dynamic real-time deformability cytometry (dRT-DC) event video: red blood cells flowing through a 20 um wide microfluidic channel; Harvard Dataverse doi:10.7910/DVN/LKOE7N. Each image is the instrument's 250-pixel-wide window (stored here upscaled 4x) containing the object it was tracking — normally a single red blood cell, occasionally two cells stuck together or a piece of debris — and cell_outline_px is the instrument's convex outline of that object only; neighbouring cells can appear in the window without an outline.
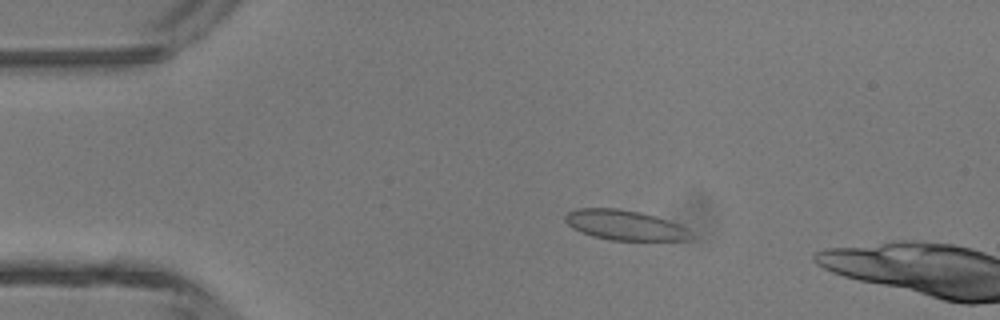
{"species": "common noctule bat (a hibernating species)", "species_latin": "Nyctalus noctula", "temperature_condition": "room temperature", "stored_images_in_passage": 3, "camera_frame_rate_fps": 3000, "um_per_image_px": 0.085, "animal": {"sex": "male", "body_mass_g": 13.3}, "frame": {"image": 1, "passage_image": 2, "time_ms": 0.333, "image_size_px": [1000, 320], "cell_outline_px": [[692, 236], [688, 240], [612, 240], [592, 236], [580, 232], [572, 228], [564, 220], [564, 216], [568, 212], [576, 208], [616, 208], [640, 212], [656, 216], [668, 220], [684, 228]], "centroid_in_image_um": [53.03, 19.13], "position_along_channel_um": 32.0, "area_um2": 21.79}}